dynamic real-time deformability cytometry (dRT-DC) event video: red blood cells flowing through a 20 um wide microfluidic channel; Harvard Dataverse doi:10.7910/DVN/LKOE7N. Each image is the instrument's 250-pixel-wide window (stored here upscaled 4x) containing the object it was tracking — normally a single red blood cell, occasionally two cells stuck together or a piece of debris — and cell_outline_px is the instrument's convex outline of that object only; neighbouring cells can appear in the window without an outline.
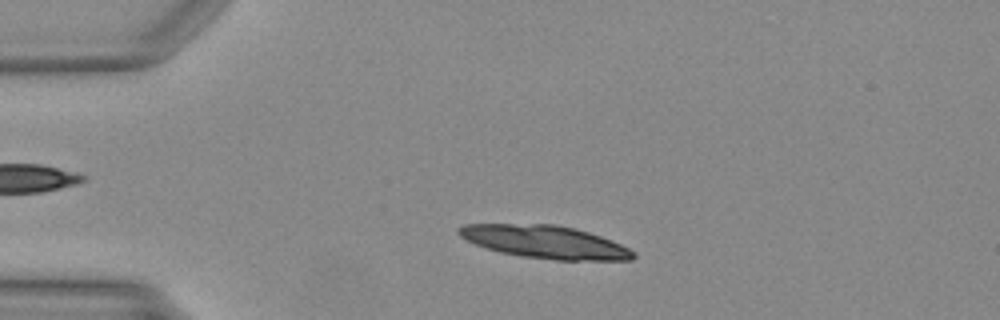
{"species": "Egyptian fruit bat (a non-hibernating species)", "species_latin": "Rousettus aegyptiacus", "temperature_condition": "warm", "stored_images_in_passage": 46, "camera_frame_rate_fps": 3000, "um_per_image_px": 0.085, "animal": {"sex": "female"}, "frame": {"image": 1, "passage_image": 8, "time_ms": 2.333, "image_size_px": [1000, 320], "cell_outline_px": [[636, 256], [632, 260], [556, 260], [520, 256], [500, 252], [476, 244], [460, 236], [456, 232], [456, 228], [464, 224], [556, 224], [576, 228], [600, 236], [620, 244], [636, 252]], "centroid_in_image_um": [46.33, 20.56], "position_along_channel_um": 38.7, "area_um2": 33.35}}